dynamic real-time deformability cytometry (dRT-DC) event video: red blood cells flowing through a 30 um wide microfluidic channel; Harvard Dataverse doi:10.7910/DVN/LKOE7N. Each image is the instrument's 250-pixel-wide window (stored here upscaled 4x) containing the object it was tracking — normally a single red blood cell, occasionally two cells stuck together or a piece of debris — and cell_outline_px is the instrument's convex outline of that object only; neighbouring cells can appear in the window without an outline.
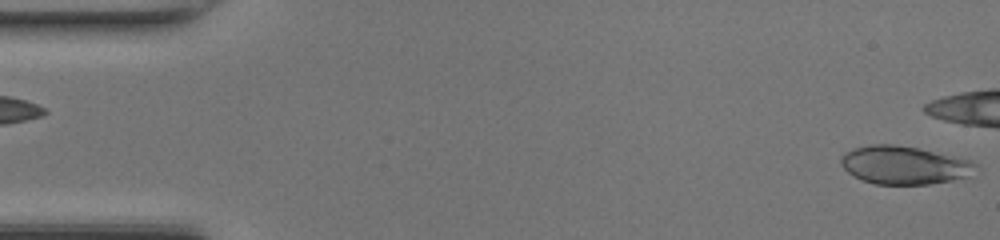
{"species": "common noctule bat (a hibernating species)", "species_latin": "Nyctalus noctula", "temperature_condition": "room temperature", "stored_images_in_passage": 48, "camera_frame_rate_fps": 3000, "um_per_image_px": 0.085, "animal": {"sex": "female", "body_mass_g": 17.0, "forearm_length_mm": 48.0}, "frame": {"image": 1, "passage_image": 1, "time_ms": 0.0, "image_size_px": [1000, 240], "cell_outline_px": [[976, 164], [968, 176], [952, 180], [928, 184], [876, 184], [860, 180], [848, 172], [840, 164], [840, 156], [844, 152], [852, 148], [872, 144], [892, 144], [920, 148], [968, 160]], "centroid_in_image_um": [76.75, 14.03], "position_along_channel_um": 8.2, "area_um2": 29.77}}